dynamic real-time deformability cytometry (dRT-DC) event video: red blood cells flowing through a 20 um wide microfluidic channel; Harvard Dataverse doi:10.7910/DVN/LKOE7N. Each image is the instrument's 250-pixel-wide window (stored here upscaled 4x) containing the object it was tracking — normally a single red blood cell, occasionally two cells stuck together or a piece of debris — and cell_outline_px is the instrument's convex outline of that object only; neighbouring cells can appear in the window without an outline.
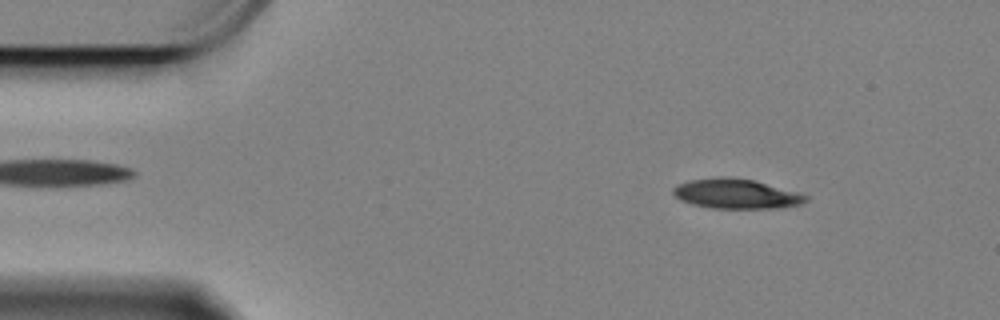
{"species": "Egyptian fruit bat (a non-hibernating species)", "species_latin": "Rousettus aegyptiacus", "temperature_condition": "cold", "stored_images_in_passage": 58, "camera_frame_rate_fps": 3000, "um_per_image_px": 0.085, "animal": {"sex": "female"}, "frame": {"image": 1, "passage_image": 6, "time_ms": 1.667, "image_size_px": [1000, 320], "cell_outline_px": [[808, 200], [800, 204], [780, 208], [712, 208], [692, 204], [680, 200], [672, 192], [672, 188], [676, 184], [688, 180], [720, 176], [752, 180], [796, 192], [808, 196]], "centroid_in_image_um": [62.51, 16.47], "position_along_channel_um": 22.5, "area_um2": 22.83}}
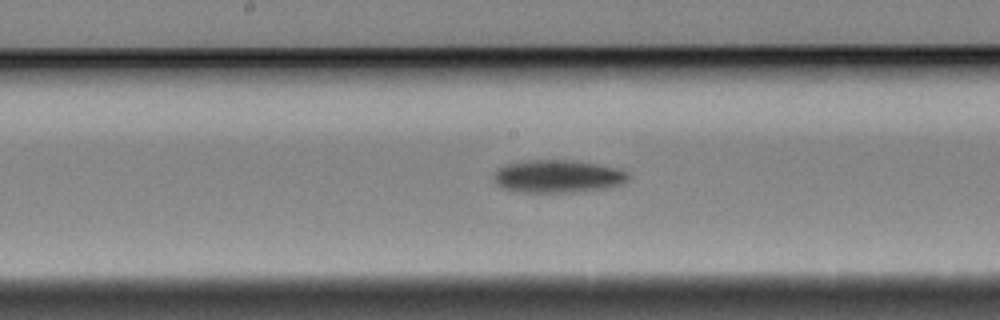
{"frame": {"image": 2, "passage_image": 28, "time_ms": 9.0, "image_size_px": [1000, 320], "cell_outline_px": [[628, 176], [620, 184], [612, 188], [576, 192], [520, 192], [504, 188], [496, 184], [496, 172], [504, 164], [524, 160], [576, 160], [596, 164], [628, 172]], "centroid_in_image_um": [47.4, 14.99], "position_along_channel_um": 200.8, "area_um2": 25.49}}
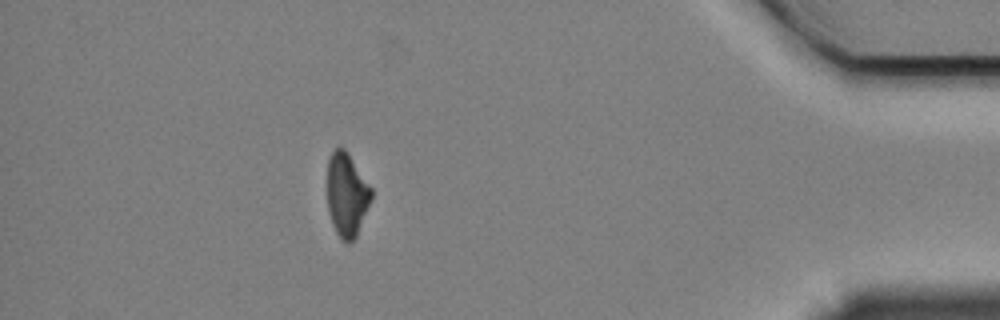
{"frame": {"image": 3, "passage_image": 51, "time_ms": 16.667, "image_size_px": [1000, 320], "cell_outline_px": [[372, 200], [356, 236], [348, 244], [340, 240], [332, 224], [328, 212], [328, 160], [332, 152], [336, 148], [344, 148], [348, 152], [372, 188]], "centroid_in_image_um": [29.49, 16.57], "position_along_channel_um": 405.7, "area_um2": 21.56}, "authors_computed_cell_mechanics": {"area_um2": 23.8425, "velocity_mm_per_s": 3.3283, "shape_relaxation_time_tau1_ms": 2.7817, "shape_relaxation_time_tau2_ms": null, "deformation_change_tau1": 0.1387, "deformation_change_tau2": null}}